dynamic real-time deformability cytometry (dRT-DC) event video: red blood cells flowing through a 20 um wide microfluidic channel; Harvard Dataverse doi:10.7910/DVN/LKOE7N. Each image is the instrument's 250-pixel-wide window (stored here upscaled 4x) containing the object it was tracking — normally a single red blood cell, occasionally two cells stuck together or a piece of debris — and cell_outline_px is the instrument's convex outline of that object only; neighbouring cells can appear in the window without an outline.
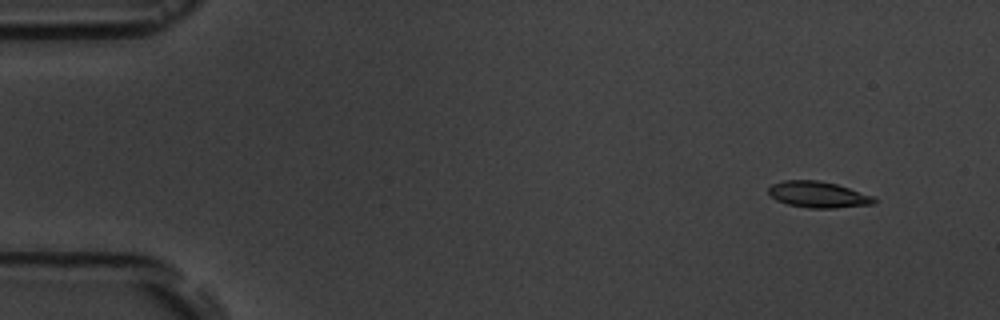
{"species": "common noctule bat (a hibernating species)", "species_latin": "Nyctalus noctula", "temperature_condition": "room temperature", "stored_images_in_passage": 4, "camera_frame_rate_fps": 3000, "um_per_image_px": 0.085, "animal": {"sex": "male", "body_mass_g": 19.5, "forearm_length_mm": 54.6}, "frame": {"image": 1, "passage_image": 1, "time_ms": 0.0, "image_size_px": [1000, 320], "cell_outline_px": [[876, 200], [872, 204], [836, 208], [808, 208], [788, 204], [776, 200], [768, 192], [768, 188], [772, 184], [784, 180], [820, 180], [836, 184], [872, 196]], "centroid_in_image_um": [69.5, 16.53], "position_along_channel_um": 15.5, "area_um2": 15.95}}
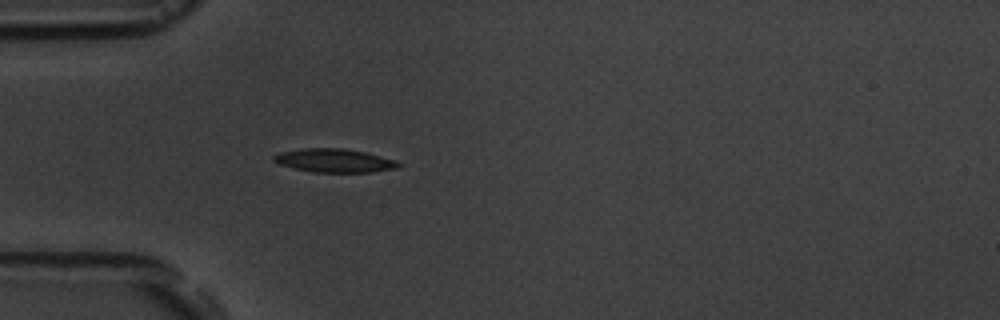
{"frame": {"image": 2, "passage_image": 4, "time_ms": 4.0, "image_size_px": [1000, 320], "cell_outline_px": [[400, 168], [372, 172], [312, 172], [280, 164], [272, 160], [272, 156], [280, 152], [300, 148], [344, 148], [364, 152], [396, 160], [400, 164]], "centroid_in_image_um": [28.42, 13.64], "position_along_channel_um": 56.6, "area_um2": 17.11}}